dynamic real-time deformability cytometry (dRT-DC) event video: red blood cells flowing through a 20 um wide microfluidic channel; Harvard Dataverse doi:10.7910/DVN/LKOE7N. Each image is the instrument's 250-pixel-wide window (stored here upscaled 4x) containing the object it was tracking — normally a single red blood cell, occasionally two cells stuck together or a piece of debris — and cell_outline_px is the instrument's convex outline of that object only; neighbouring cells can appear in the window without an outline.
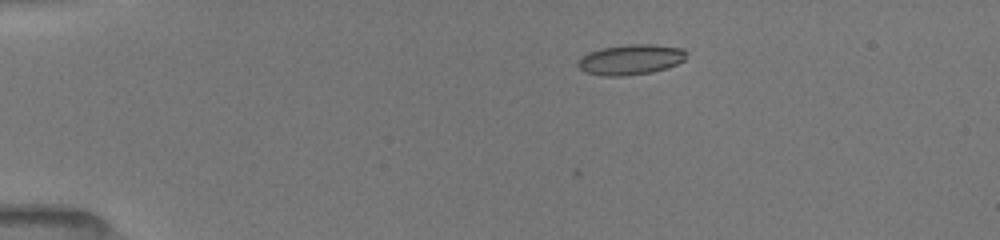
{"species": "common noctule bat (a hibernating species)", "species_latin": "Nyctalus noctula", "temperature_condition": "room temperature", "stored_images_in_passage": 5, "camera_frame_rate_fps": 3000, "um_per_image_px": 0.085, "animal": {"sex": "female", "body_mass_g": 19.5, "forearm_length_mm": 54.1}, "frame": {"image": 1, "passage_image": 1, "time_ms": 0.0, "image_size_px": [1000, 240], "cell_outline_px": [[688, 52], [684, 60], [676, 64], [652, 72], [624, 76], [600, 76], [584, 72], [576, 64], [576, 60], [580, 56], [588, 52], [600, 48], [628, 44], [656, 44], [684, 48]], "centroid_in_image_um": [53.57, 5.05], "position_along_channel_um": 31.4, "area_um2": 19.54}}